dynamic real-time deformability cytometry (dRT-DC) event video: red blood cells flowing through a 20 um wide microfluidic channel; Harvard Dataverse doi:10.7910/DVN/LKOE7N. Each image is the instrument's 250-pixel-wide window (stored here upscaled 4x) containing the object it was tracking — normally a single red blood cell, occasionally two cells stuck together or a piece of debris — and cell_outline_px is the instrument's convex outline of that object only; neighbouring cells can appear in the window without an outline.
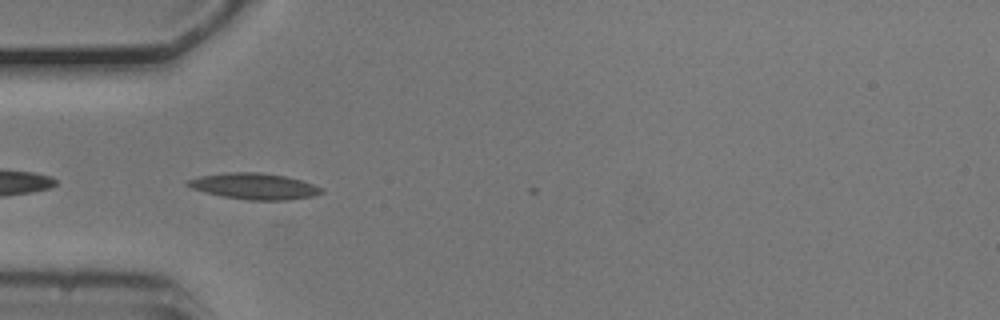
{"species": "common noctule bat (a hibernating species)", "species_latin": "Nyctalus noctula", "temperature_condition": "cold", "stored_images_in_passage": 2, "camera_frame_rate_fps": 3000, "um_per_image_px": 0.085, "animal": {"sex": "male", "body_mass_g": 20.5, "forearm_length_mm": 52.5}, "frame": {"image": 1, "passage_image": 1, "time_ms": 0.0, "image_size_px": [1000, 320], "cell_outline_px": [[324, 192], [312, 196], [288, 200], [248, 200], [224, 196], [204, 192], [192, 188], [184, 184], [184, 180], [200, 176], [224, 172], [260, 172], [288, 176], [324, 188]], "centroid_in_image_um": [21.59, 15.82], "position_along_channel_um": 63.4, "area_um2": 20.52}}